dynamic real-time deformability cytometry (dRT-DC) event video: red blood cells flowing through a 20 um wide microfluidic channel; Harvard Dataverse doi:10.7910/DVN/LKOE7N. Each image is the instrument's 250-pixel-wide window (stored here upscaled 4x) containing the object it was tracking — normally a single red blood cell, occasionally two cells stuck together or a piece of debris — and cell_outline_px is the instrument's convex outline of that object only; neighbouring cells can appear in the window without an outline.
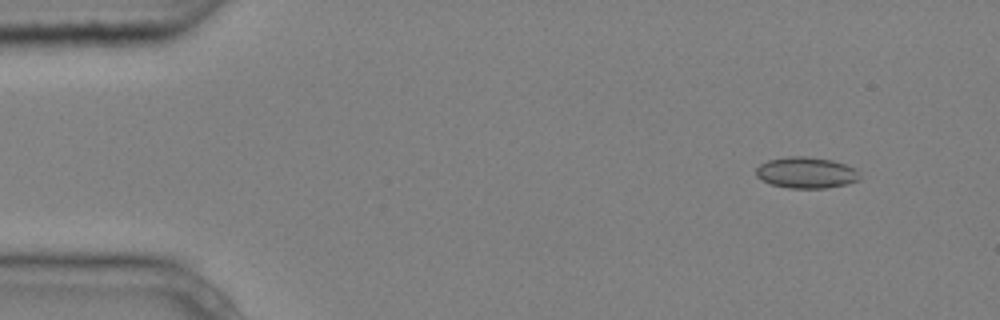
{"species": "common noctule bat (a hibernating species)", "species_latin": "Nyctalus noctula", "temperature_condition": "cold", "stored_images_in_passage": 5, "camera_frame_rate_fps": 3000, "um_per_image_px": 0.085, "animal": {"sex": "male", "body_mass_g": 20.4}, "frame": {"image": 1, "passage_image": 2, "time_ms": 0.333, "image_size_px": [1000, 320], "cell_outline_px": [[860, 180], [848, 184], [828, 188], [788, 188], [772, 184], [756, 176], [756, 168], [760, 164], [768, 160], [788, 156], [808, 156], [832, 160], [856, 168], [860, 176]], "centroid_in_image_um": [68.56, 14.67], "position_along_channel_um": 16.4, "area_um2": 18.96}}